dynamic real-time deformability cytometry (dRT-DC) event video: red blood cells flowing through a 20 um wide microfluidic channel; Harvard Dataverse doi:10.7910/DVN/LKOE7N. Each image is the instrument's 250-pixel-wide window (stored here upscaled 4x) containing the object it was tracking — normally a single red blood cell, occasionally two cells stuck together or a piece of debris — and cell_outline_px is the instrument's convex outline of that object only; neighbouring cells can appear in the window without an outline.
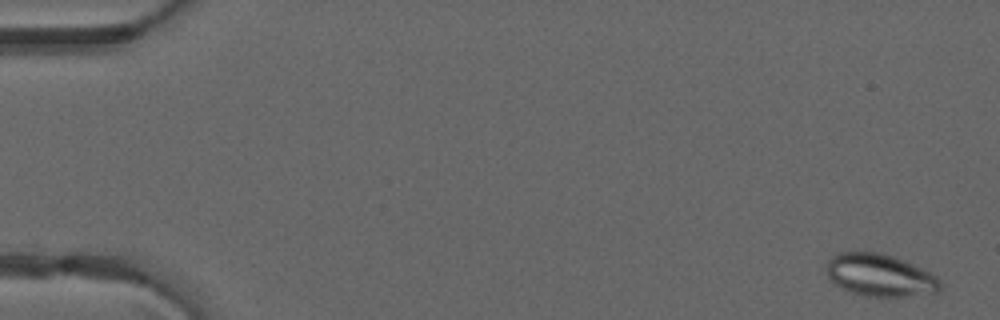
{"species": "common noctule bat (a hibernating species)", "species_latin": "Nyctalus noctula", "temperature_condition": "warm", "stored_images_in_passage": 51, "camera_frame_rate_fps": 3000, "um_per_image_px": 0.085, "animal": {"sex": "male", "forearm_length_mm": 52.5}, "frame": {"image": 1, "passage_image": 2, "time_ms": 0.333, "image_size_px": [1000, 320], "cell_outline_px": [[944, 288], [940, 292], [900, 296], [864, 296], [852, 292], [836, 284], [828, 276], [828, 260], [836, 252], [880, 252], [904, 260], [936, 276], [940, 280]], "centroid_in_image_um": [74.83, 23.39], "position_along_channel_um": 10.2, "area_um2": 27.8}}
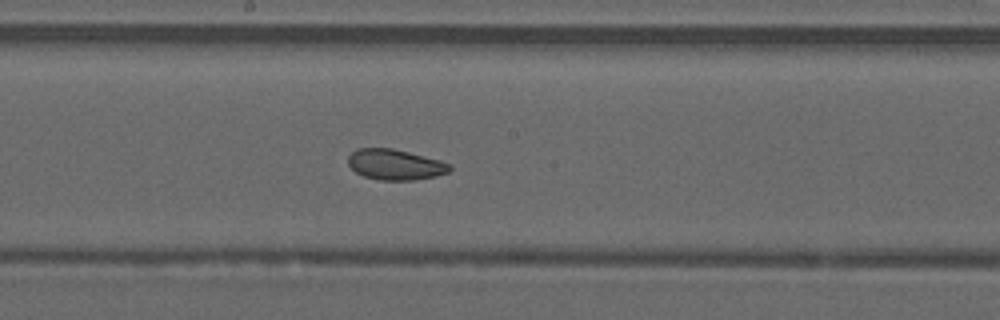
{"frame": {"image": 2, "passage_image": 28, "time_ms": 9.0, "image_size_px": [1000, 320], "cell_outline_px": [[452, 168], [448, 172], [436, 176], [412, 180], [380, 180], [364, 176], [356, 172], [348, 164], [348, 156], [356, 148], [392, 148], [440, 160], [452, 164]], "centroid_in_image_um": [33.59, 13.98], "position_along_channel_um": 214.6, "area_um2": 18.09}}
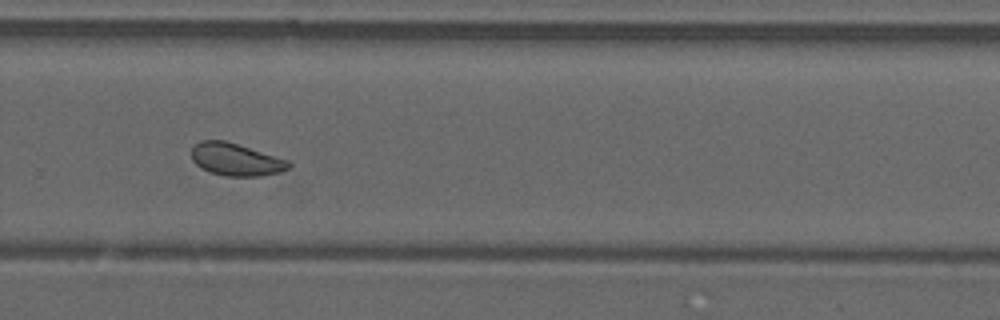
{"frame": {"image": 3, "passage_image": 35, "time_ms": 11.333, "image_size_px": [1000, 320], "cell_outline_px": [[292, 164], [288, 168], [280, 172], [260, 176], [224, 176], [212, 172], [196, 164], [192, 160], [192, 148], [200, 140], [224, 140], [288, 160]], "centroid_in_image_um": [20.05, 13.56], "position_along_channel_um": 309.8, "area_um2": 18.09}, "authors_computed_cell_mechanics": {"area_um2": 20.5768, "velocity_mm_per_s": 4.0963, "shape_relaxation_time_tau1_ms": null, "shape_relaxation_time_tau2_ms": 1.8358, "deformation_change_tau1": null, "deformation_change_tau2": 0.0681}}